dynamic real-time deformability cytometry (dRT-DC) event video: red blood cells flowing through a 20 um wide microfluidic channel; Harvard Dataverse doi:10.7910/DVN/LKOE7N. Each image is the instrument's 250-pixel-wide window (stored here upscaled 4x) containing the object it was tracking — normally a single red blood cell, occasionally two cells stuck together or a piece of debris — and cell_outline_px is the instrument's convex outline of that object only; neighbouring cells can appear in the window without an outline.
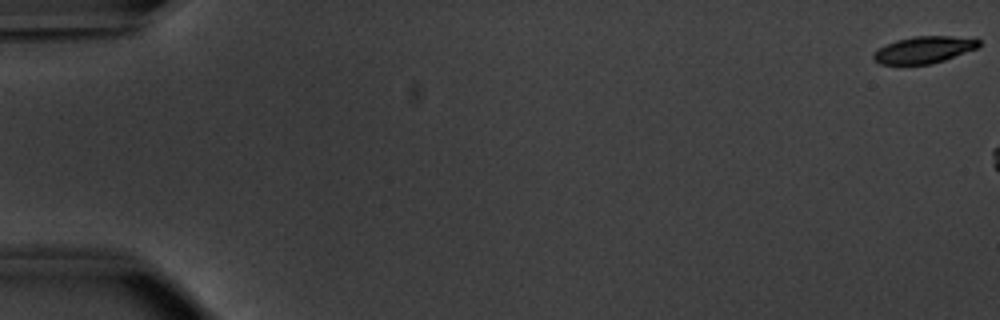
{"species": "common noctule bat (a hibernating species)", "species_latin": "Nyctalus noctula", "temperature_condition": "warm", "stored_images_in_passage": 7, "camera_frame_rate_fps": 3000, "um_per_image_px": 0.085, "animal": {"sex": "male", "body_mass_g": 20.1, "forearm_length_mm": 53.5}, "frame": {"image": 1, "passage_image": 1, "time_ms": 0.0, "image_size_px": [1000, 320], "cell_outline_px": [[980, 44], [976, 48], [944, 60], [932, 64], [880, 64], [872, 60], [872, 56], [880, 48], [896, 40], [912, 36], [952, 36], [980, 40]], "centroid_in_image_um": [78.51, 4.23], "position_along_channel_um": 6.5, "area_um2": 16.24}}